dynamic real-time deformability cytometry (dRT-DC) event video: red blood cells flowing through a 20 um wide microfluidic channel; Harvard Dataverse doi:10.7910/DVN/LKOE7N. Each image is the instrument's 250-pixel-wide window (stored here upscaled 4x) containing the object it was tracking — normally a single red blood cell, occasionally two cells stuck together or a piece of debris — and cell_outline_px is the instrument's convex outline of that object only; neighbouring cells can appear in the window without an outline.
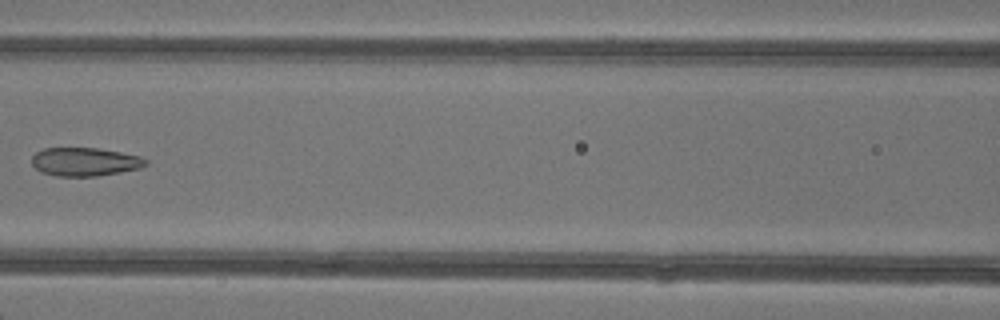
{"species": "common noctule bat (a hibernating species)", "species_latin": "Nyctalus noctula", "temperature_condition": "warm", "stored_images_in_passage": 8, "camera_frame_rate_fps": 3000, "um_per_image_px": 0.085, "animal": {"sex": "female"}, "frame": {"image": 1, "passage_image": 7, "time_ms": 7.333, "image_size_px": [1000, 320], "cell_outline_px": [[148, 164], [140, 168], [120, 172], [96, 176], [56, 176], [40, 172], [32, 164], [32, 156], [36, 152], [44, 148], [96, 148], [120, 152], [140, 156], [148, 160]], "centroid_in_image_um": [7.21, 13.75], "position_along_channel_um": 159.4, "area_um2": 18.9}}
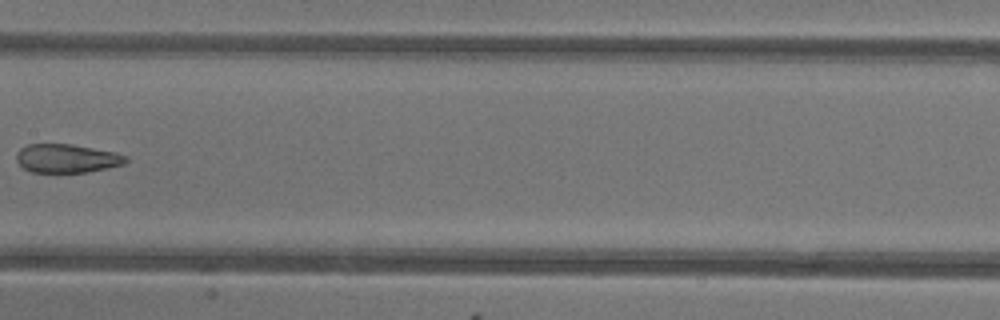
{"frame": {"image": 2, "passage_image": 8, "time_ms": 8.333, "image_size_px": [1000, 320], "cell_outline_px": [[128, 160], [124, 164], [108, 168], [88, 172], [32, 172], [24, 168], [16, 160], [16, 152], [20, 148], [28, 144], [72, 144], [116, 152], [128, 156]], "centroid_in_image_um": [5.7, 13.46], "position_along_channel_um": 201.7, "area_um2": 18.38}}